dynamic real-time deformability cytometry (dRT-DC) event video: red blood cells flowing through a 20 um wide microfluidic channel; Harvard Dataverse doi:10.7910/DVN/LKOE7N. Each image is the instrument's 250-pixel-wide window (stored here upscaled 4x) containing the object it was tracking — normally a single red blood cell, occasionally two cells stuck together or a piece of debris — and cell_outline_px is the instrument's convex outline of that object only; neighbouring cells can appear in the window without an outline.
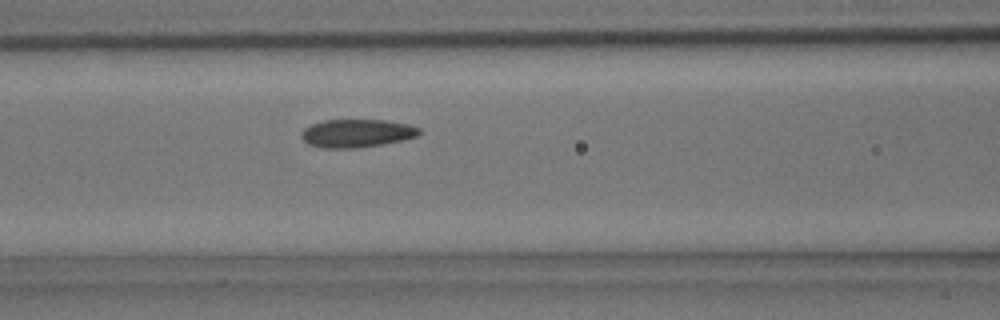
{"species": "common noctule bat (a hibernating species)", "species_latin": "Nyctalus noctula", "temperature_condition": "room temperature", "stored_images_in_passage": 3, "camera_frame_rate_fps": 3000, "um_per_image_px": 0.085, "animal": {"sex": "male", "body_mass_g": 15.6}, "frame": {"image": 1, "passage_image": 3, "time_ms": 2.333, "image_size_px": [1000, 320], "cell_outline_px": [[420, 132], [416, 136], [404, 140], [384, 144], [356, 148], [320, 148], [308, 144], [300, 136], [300, 132], [304, 128], [312, 124], [324, 120], [384, 120], [408, 124], [420, 128]], "centroid_in_image_um": [30.3, 11.33], "position_along_channel_um": 136.3, "area_um2": 19.42}}